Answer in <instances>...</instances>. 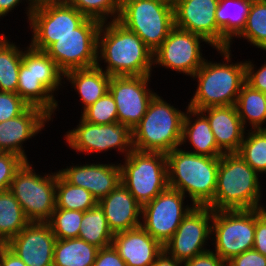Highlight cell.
Returning a JSON list of instances; mask_svg holds the SVG:
<instances>
[{
	"instance_id": "2e32d148",
	"label": "cell",
	"mask_w": 266,
	"mask_h": 266,
	"mask_svg": "<svg viewBox=\"0 0 266 266\" xmlns=\"http://www.w3.org/2000/svg\"><path fill=\"white\" fill-rule=\"evenodd\" d=\"M213 210L208 206H195L182 220L164 250L181 262L193 259L211 249Z\"/></svg>"
},
{
	"instance_id": "836d02e7",
	"label": "cell",
	"mask_w": 266,
	"mask_h": 266,
	"mask_svg": "<svg viewBox=\"0 0 266 266\" xmlns=\"http://www.w3.org/2000/svg\"><path fill=\"white\" fill-rule=\"evenodd\" d=\"M235 38L266 51V0H252L245 26Z\"/></svg>"
},
{
	"instance_id": "3957f363",
	"label": "cell",
	"mask_w": 266,
	"mask_h": 266,
	"mask_svg": "<svg viewBox=\"0 0 266 266\" xmlns=\"http://www.w3.org/2000/svg\"><path fill=\"white\" fill-rule=\"evenodd\" d=\"M183 148L166 153L168 187L191 198L195 206H207L215 196L220 157L198 155Z\"/></svg>"
},
{
	"instance_id": "484cf974",
	"label": "cell",
	"mask_w": 266,
	"mask_h": 266,
	"mask_svg": "<svg viewBox=\"0 0 266 266\" xmlns=\"http://www.w3.org/2000/svg\"><path fill=\"white\" fill-rule=\"evenodd\" d=\"M74 91L79 94L84 110L109 91L111 76L97 65L90 68L72 69L64 73Z\"/></svg>"
},
{
	"instance_id": "7c38bea8",
	"label": "cell",
	"mask_w": 266,
	"mask_h": 266,
	"mask_svg": "<svg viewBox=\"0 0 266 266\" xmlns=\"http://www.w3.org/2000/svg\"><path fill=\"white\" fill-rule=\"evenodd\" d=\"M67 146L75 152L92 154L117 149L126 157L132 150V130L123 123L94 124L80 117L76 128L64 134Z\"/></svg>"
},
{
	"instance_id": "277c9868",
	"label": "cell",
	"mask_w": 266,
	"mask_h": 266,
	"mask_svg": "<svg viewBox=\"0 0 266 266\" xmlns=\"http://www.w3.org/2000/svg\"><path fill=\"white\" fill-rule=\"evenodd\" d=\"M65 83L64 72L45 51L29 44L24 47L16 93L28 105L43 109L53 118L59 105L54 93Z\"/></svg>"
},
{
	"instance_id": "1f68e13d",
	"label": "cell",
	"mask_w": 266,
	"mask_h": 266,
	"mask_svg": "<svg viewBox=\"0 0 266 266\" xmlns=\"http://www.w3.org/2000/svg\"><path fill=\"white\" fill-rule=\"evenodd\" d=\"M78 238L98 248L112 245L114 237L99 204L84 212Z\"/></svg>"
},
{
	"instance_id": "8d00e7d4",
	"label": "cell",
	"mask_w": 266,
	"mask_h": 266,
	"mask_svg": "<svg viewBox=\"0 0 266 266\" xmlns=\"http://www.w3.org/2000/svg\"><path fill=\"white\" fill-rule=\"evenodd\" d=\"M88 18L100 22L114 21L120 13L121 0H65ZM113 17V18H112Z\"/></svg>"
},
{
	"instance_id": "ee69618b",
	"label": "cell",
	"mask_w": 266,
	"mask_h": 266,
	"mask_svg": "<svg viewBox=\"0 0 266 266\" xmlns=\"http://www.w3.org/2000/svg\"><path fill=\"white\" fill-rule=\"evenodd\" d=\"M183 266H226V262L211 249L183 262Z\"/></svg>"
},
{
	"instance_id": "ac0fdd59",
	"label": "cell",
	"mask_w": 266,
	"mask_h": 266,
	"mask_svg": "<svg viewBox=\"0 0 266 266\" xmlns=\"http://www.w3.org/2000/svg\"><path fill=\"white\" fill-rule=\"evenodd\" d=\"M219 0H176L175 27L200 35L209 46L222 49V30L216 23Z\"/></svg>"
},
{
	"instance_id": "9a60e30c",
	"label": "cell",
	"mask_w": 266,
	"mask_h": 266,
	"mask_svg": "<svg viewBox=\"0 0 266 266\" xmlns=\"http://www.w3.org/2000/svg\"><path fill=\"white\" fill-rule=\"evenodd\" d=\"M203 42L209 44L200 35L174 27L153 53V65L192 77L205 60Z\"/></svg>"
},
{
	"instance_id": "8fae6325",
	"label": "cell",
	"mask_w": 266,
	"mask_h": 266,
	"mask_svg": "<svg viewBox=\"0 0 266 266\" xmlns=\"http://www.w3.org/2000/svg\"><path fill=\"white\" fill-rule=\"evenodd\" d=\"M101 24L99 20L87 17L74 32L59 37L45 52L64 73L96 66Z\"/></svg>"
},
{
	"instance_id": "681fc988",
	"label": "cell",
	"mask_w": 266,
	"mask_h": 266,
	"mask_svg": "<svg viewBox=\"0 0 266 266\" xmlns=\"http://www.w3.org/2000/svg\"><path fill=\"white\" fill-rule=\"evenodd\" d=\"M26 0H0V18L7 16L9 12H12L19 4L25 3Z\"/></svg>"
},
{
	"instance_id": "44dd1931",
	"label": "cell",
	"mask_w": 266,
	"mask_h": 266,
	"mask_svg": "<svg viewBox=\"0 0 266 266\" xmlns=\"http://www.w3.org/2000/svg\"><path fill=\"white\" fill-rule=\"evenodd\" d=\"M59 169L58 173L70 184L89 191L97 201L107 196L121 183L119 163L93 162L76 164Z\"/></svg>"
},
{
	"instance_id": "7dc6e473",
	"label": "cell",
	"mask_w": 266,
	"mask_h": 266,
	"mask_svg": "<svg viewBox=\"0 0 266 266\" xmlns=\"http://www.w3.org/2000/svg\"><path fill=\"white\" fill-rule=\"evenodd\" d=\"M183 262L170 256L165 250H163L155 259L152 266H183Z\"/></svg>"
},
{
	"instance_id": "6da1fadb",
	"label": "cell",
	"mask_w": 266,
	"mask_h": 266,
	"mask_svg": "<svg viewBox=\"0 0 266 266\" xmlns=\"http://www.w3.org/2000/svg\"><path fill=\"white\" fill-rule=\"evenodd\" d=\"M103 61L105 69L101 65ZM97 66L110 76H148L154 69L153 52L136 33L117 20L102 22Z\"/></svg>"
},
{
	"instance_id": "603a6c76",
	"label": "cell",
	"mask_w": 266,
	"mask_h": 266,
	"mask_svg": "<svg viewBox=\"0 0 266 266\" xmlns=\"http://www.w3.org/2000/svg\"><path fill=\"white\" fill-rule=\"evenodd\" d=\"M112 245L127 266H152L164 250L142 226L115 233Z\"/></svg>"
},
{
	"instance_id": "4316f807",
	"label": "cell",
	"mask_w": 266,
	"mask_h": 266,
	"mask_svg": "<svg viewBox=\"0 0 266 266\" xmlns=\"http://www.w3.org/2000/svg\"><path fill=\"white\" fill-rule=\"evenodd\" d=\"M251 2L252 0H219L216 23L222 30V49L232 48L234 38L245 26Z\"/></svg>"
},
{
	"instance_id": "7402d4cb",
	"label": "cell",
	"mask_w": 266,
	"mask_h": 266,
	"mask_svg": "<svg viewBox=\"0 0 266 266\" xmlns=\"http://www.w3.org/2000/svg\"><path fill=\"white\" fill-rule=\"evenodd\" d=\"M98 204L113 234L141 226L142 206L122 183L100 199Z\"/></svg>"
},
{
	"instance_id": "bcb514c9",
	"label": "cell",
	"mask_w": 266,
	"mask_h": 266,
	"mask_svg": "<svg viewBox=\"0 0 266 266\" xmlns=\"http://www.w3.org/2000/svg\"><path fill=\"white\" fill-rule=\"evenodd\" d=\"M0 265L1 266H27L5 244H3L0 247Z\"/></svg>"
},
{
	"instance_id": "f546056e",
	"label": "cell",
	"mask_w": 266,
	"mask_h": 266,
	"mask_svg": "<svg viewBox=\"0 0 266 266\" xmlns=\"http://www.w3.org/2000/svg\"><path fill=\"white\" fill-rule=\"evenodd\" d=\"M29 222L14 195L9 190L0 192V242L6 244Z\"/></svg>"
},
{
	"instance_id": "e575fe53",
	"label": "cell",
	"mask_w": 266,
	"mask_h": 266,
	"mask_svg": "<svg viewBox=\"0 0 266 266\" xmlns=\"http://www.w3.org/2000/svg\"><path fill=\"white\" fill-rule=\"evenodd\" d=\"M247 131L237 153L259 175L266 174V128Z\"/></svg>"
},
{
	"instance_id": "816d5d0a",
	"label": "cell",
	"mask_w": 266,
	"mask_h": 266,
	"mask_svg": "<svg viewBox=\"0 0 266 266\" xmlns=\"http://www.w3.org/2000/svg\"><path fill=\"white\" fill-rule=\"evenodd\" d=\"M165 1H167V2H169L171 4H174L176 0H165Z\"/></svg>"
},
{
	"instance_id": "74e56055",
	"label": "cell",
	"mask_w": 266,
	"mask_h": 266,
	"mask_svg": "<svg viewBox=\"0 0 266 266\" xmlns=\"http://www.w3.org/2000/svg\"><path fill=\"white\" fill-rule=\"evenodd\" d=\"M81 113V118L89 123L104 125L118 122L116 103L109 91Z\"/></svg>"
},
{
	"instance_id": "52a82bcc",
	"label": "cell",
	"mask_w": 266,
	"mask_h": 266,
	"mask_svg": "<svg viewBox=\"0 0 266 266\" xmlns=\"http://www.w3.org/2000/svg\"><path fill=\"white\" fill-rule=\"evenodd\" d=\"M117 21L154 53L175 27L174 6L165 0H121Z\"/></svg>"
},
{
	"instance_id": "7bdbcfd3",
	"label": "cell",
	"mask_w": 266,
	"mask_h": 266,
	"mask_svg": "<svg viewBox=\"0 0 266 266\" xmlns=\"http://www.w3.org/2000/svg\"><path fill=\"white\" fill-rule=\"evenodd\" d=\"M93 266H127L113 245L100 248Z\"/></svg>"
},
{
	"instance_id": "f6af8a7d",
	"label": "cell",
	"mask_w": 266,
	"mask_h": 266,
	"mask_svg": "<svg viewBox=\"0 0 266 266\" xmlns=\"http://www.w3.org/2000/svg\"><path fill=\"white\" fill-rule=\"evenodd\" d=\"M253 248L266 256V222L262 220L255 209V235Z\"/></svg>"
},
{
	"instance_id": "ba28073f",
	"label": "cell",
	"mask_w": 266,
	"mask_h": 266,
	"mask_svg": "<svg viewBox=\"0 0 266 266\" xmlns=\"http://www.w3.org/2000/svg\"><path fill=\"white\" fill-rule=\"evenodd\" d=\"M123 160L119 163L121 183L141 206L168 187L165 153L133 149Z\"/></svg>"
},
{
	"instance_id": "30bf717a",
	"label": "cell",
	"mask_w": 266,
	"mask_h": 266,
	"mask_svg": "<svg viewBox=\"0 0 266 266\" xmlns=\"http://www.w3.org/2000/svg\"><path fill=\"white\" fill-rule=\"evenodd\" d=\"M255 209L213 210L211 241L225 262L253 248Z\"/></svg>"
},
{
	"instance_id": "ab89813d",
	"label": "cell",
	"mask_w": 266,
	"mask_h": 266,
	"mask_svg": "<svg viewBox=\"0 0 266 266\" xmlns=\"http://www.w3.org/2000/svg\"><path fill=\"white\" fill-rule=\"evenodd\" d=\"M29 106L17 93L0 91V122L21 115Z\"/></svg>"
},
{
	"instance_id": "60d3db41",
	"label": "cell",
	"mask_w": 266,
	"mask_h": 266,
	"mask_svg": "<svg viewBox=\"0 0 266 266\" xmlns=\"http://www.w3.org/2000/svg\"><path fill=\"white\" fill-rule=\"evenodd\" d=\"M252 61L245 60V82L251 88L266 94V61L259 69Z\"/></svg>"
},
{
	"instance_id": "d6986e66",
	"label": "cell",
	"mask_w": 266,
	"mask_h": 266,
	"mask_svg": "<svg viewBox=\"0 0 266 266\" xmlns=\"http://www.w3.org/2000/svg\"><path fill=\"white\" fill-rule=\"evenodd\" d=\"M56 237L47 222L29 224L5 245L27 266H53Z\"/></svg>"
},
{
	"instance_id": "f907efd6",
	"label": "cell",
	"mask_w": 266,
	"mask_h": 266,
	"mask_svg": "<svg viewBox=\"0 0 266 266\" xmlns=\"http://www.w3.org/2000/svg\"><path fill=\"white\" fill-rule=\"evenodd\" d=\"M256 211L259 215V217L264 220L266 222V206L264 207L262 204H261V201L257 204L256 206Z\"/></svg>"
},
{
	"instance_id": "83f0119b",
	"label": "cell",
	"mask_w": 266,
	"mask_h": 266,
	"mask_svg": "<svg viewBox=\"0 0 266 266\" xmlns=\"http://www.w3.org/2000/svg\"><path fill=\"white\" fill-rule=\"evenodd\" d=\"M99 249L80 238L56 239L53 266H93Z\"/></svg>"
},
{
	"instance_id": "8992f818",
	"label": "cell",
	"mask_w": 266,
	"mask_h": 266,
	"mask_svg": "<svg viewBox=\"0 0 266 266\" xmlns=\"http://www.w3.org/2000/svg\"><path fill=\"white\" fill-rule=\"evenodd\" d=\"M185 112L156 94L143 118L132 129L133 149L166 154L180 147Z\"/></svg>"
},
{
	"instance_id": "f35d334b",
	"label": "cell",
	"mask_w": 266,
	"mask_h": 266,
	"mask_svg": "<svg viewBox=\"0 0 266 266\" xmlns=\"http://www.w3.org/2000/svg\"><path fill=\"white\" fill-rule=\"evenodd\" d=\"M26 161L17 154L0 152V192L9 190L16 172Z\"/></svg>"
},
{
	"instance_id": "5b68a950",
	"label": "cell",
	"mask_w": 266,
	"mask_h": 266,
	"mask_svg": "<svg viewBox=\"0 0 266 266\" xmlns=\"http://www.w3.org/2000/svg\"><path fill=\"white\" fill-rule=\"evenodd\" d=\"M260 175L238 153L220 157L212 210L255 209L261 201Z\"/></svg>"
},
{
	"instance_id": "ffe728a7",
	"label": "cell",
	"mask_w": 266,
	"mask_h": 266,
	"mask_svg": "<svg viewBox=\"0 0 266 266\" xmlns=\"http://www.w3.org/2000/svg\"><path fill=\"white\" fill-rule=\"evenodd\" d=\"M53 118L43 109L29 106L21 115L0 122V152H10L29 162L23 143L34 138Z\"/></svg>"
},
{
	"instance_id": "e0dca14e",
	"label": "cell",
	"mask_w": 266,
	"mask_h": 266,
	"mask_svg": "<svg viewBox=\"0 0 266 266\" xmlns=\"http://www.w3.org/2000/svg\"><path fill=\"white\" fill-rule=\"evenodd\" d=\"M151 76H111L109 92L116 103L118 122L131 130L143 118L157 94L148 85Z\"/></svg>"
},
{
	"instance_id": "4dcf8cb0",
	"label": "cell",
	"mask_w": 266,
	"mask_h": 266,
	"mask_svg": "<svg viewBox=\"0 0 266 266\" xmlns=\"http://www.w3.org/2000/svg\"><path fill=\"white\" fill-rule=\"evenodd\" d=\"M0 34V91L17 92L23 48Z\"/></svg>"
},
{
	"instance_id": "d6a6232c",
	"label": "cell",
	"mask_w": 266,
	"mask_h": 266,
	"mask_svg": "<svg viewBox=\"0 0 266 266\" xmlns=\"http://www.w3.org/2000/svg\"><path fill=\"white\" fill-rule=\"evenodd\" d=\"M98 204L86 189L67 182L56 170V207L67 210L87 211Z\"/></svg>"
},
{
	"instance_id": "d590c367",
	"label": "cell",
	"mask_w": 266,
	"mask_h": 266,
	"mask_svg": "<svg viewBox=\"0 0 266 266\" xmlns=\"http://www.w3.org/2000/svg\"><path fill=\"white\" fill-rule=\"evenodd\" d=\"M84 212L55 208L47 221L56 239L78 238Z\"/></svg>"
},
{
	"instance_id": "c3c4849f",
	"label": "cell",
	"mask_w": 266,
	"mask_h": 266,
	"mask_svg": "<svg viewBox=\"0 0 266 266\" xmlns=\"http://www.w3.org/2000/svg\"><path fill=\"white\" fill-rule=\"evenodd\" d=\"M63 1L65 0H26V4L28 5L25 8L27 11L25 12L27 14V18H26L28 20L27 22H29L30 15L34 9L52 5V4H57Z\"/></svg>"
},
{
	"instance_id": "7a4b0ae2",
	"label": "cell",
	"mask_w": 266,
	"mask_h": 266,
	"mask_svg": "<svg viewBox=\"0 0 266 266\" xmlns=\"http://www.w3.org/2000/svg\"><path fill=\"white\" fill-rule=\"evenodd\" d=\"M216 51L224 57L223 62L205 59L192 76L198 83L188 104L191 109L200 111L213 106L236 105L241 88L246 83L245 61L231 62V49Z\"/></svg>"
},
{
	"instance_id": "b9f144b4",
	"label": "cell",
	"mask_w": 266,
	"mask_h": 266,
	"mask_svg": "<svg viewBox=\"0 0 266 266\" xmlns=\"http://www.w3.org/2000/svg\"><path fill=\"white\" fill-rule=\"evenodd\" d=\"M227 266H266V256L254 248L232 257L226 262Z\"/></svg>"
},
{
	"instance_id": "f1b7e54d",
	"label": "cell",
	"mask_w": 266,
	"mask_h": 266,
	"mask_svg": "<svg viewBox=\"0 0 266 266\" xmlns=\"http://www.w3.org/2000/svg\"><path fill=\"white\" fill-rule=\"evenodd\" d=\"M235 106L245 128L248 127L247 123H249L251 129H265L266 126H263L266 124L265 93L255 90L245 83Z\"/></svg>"
},
{
	"instance_id": "cb8c5ba5",
	"label": "cell",
	"mask_w": 266,
	"mask_h": 266,
	"mask_svg": "<svg viewBox=\"0 0 266 266\" xmlns=\"http://www.w3.org/2000/svg\"><path fill=\"white\" fill-rule=\"evenodd\" d=\"M200 111L209 120L218 148L223 153H237L247 130L236 106H213Z\"/></svg>"
},
{
	"instance_id": "9c48e42d",
	"label": "cell",
	"mask_w": 266,
	"mask_h": 266,
	"mask_svg": "<svg viewBox=\"0 0 266 266\" xmlns=\"http://www.w3.org/2000/svg\"><path fill=\"white\" fill-rule=\"evenodd\" d=\"M25 162L16 172L9 191L20 203L30 222H47L56 208V172L43 176Z\"/></svg>"
},
{
	"instance_id": "d4e9b609",
	"label": "cell",
	"mask_w": 266,
	"mask_h": 266,
	"mask_svg": "<svg viewBox=\"0 0 266 266\" xmlns=\"http://www.w3.org/2000/svg\"><path fill=\"white\" fill-rule=\"evenodd\" d=\"M187 142L192 146L189 152L194 154L209 157H221L224 154L217 146L207 117L188 106L183 119L181 147Z\"/></svg>"
},
{
	"instance_id": "5bb4252c",
	"label": "cell",
	"mask_w": 266,
	"mask_h": 266,
	"mask_svg": "<svg viewBox=\"0 0 266 266\" xmlns=\"http://www.w3.org/2000/svg\"><path fill=\"white\" fill-rule=\"evenodd\" d=\"M86 18L66 1L34 9L29 19L32 32L29 45L45 51L59 37L74 32Z\"/></svg>"
},
{
	"instance_id": "4fadbf2b",
	"label": "cell",
	"mask_w": 266,
	"mask_h": 266,
	"mask_svg": "<svg viewBox=\"0 0 266 266\" xmlns=\"http://www.w3.org/2000/svg\"><path fill=\"white\" fill-rule=\"evenodd\" d=\"M186 198L180 191L167 187L142 206L141 226L162 246L171 239L183 218L195 207L191 203L185 206L183 201Z\"/></svg>"
}]
</instances>
